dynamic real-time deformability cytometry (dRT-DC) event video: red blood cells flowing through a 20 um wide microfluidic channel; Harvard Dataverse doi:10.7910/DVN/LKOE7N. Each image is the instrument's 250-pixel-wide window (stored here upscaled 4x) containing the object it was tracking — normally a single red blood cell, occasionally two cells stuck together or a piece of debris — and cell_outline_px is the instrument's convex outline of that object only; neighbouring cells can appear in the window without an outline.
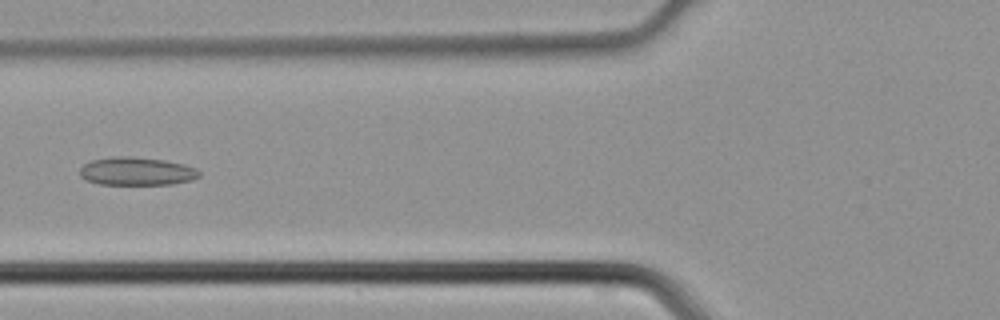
{"species": "common noctule bat (a hibernating species)", "species_latin": "Nyctalus noctula", "temperature_condition": "cold", "stored_images_in_passage": 37, "camera_frame_rate_fps": 3000, "um_per_image_px": 0.085, "animal": {"sex": "male", "body_mass_g": 21.5, "forearm_length_mm": 52.0}, "frame": {"image": 1, "passage_image": 9, "time_ms": 2.667, "image_size_px": [1000, 320], "cell_outline_px": [[200, 176], [192, 180], [172, 184], [100, 184], [88, 180], [80, 176], [80, 168], [84, 164], [92, 160], [116, 156], [128, 156], [164, 160], [184, 164], [196, 168], [200, 172]], "centroid_in_image_um": [11.64, 14.55], "position_along_channel_um": 114.2, "area_um2": 19.48}}
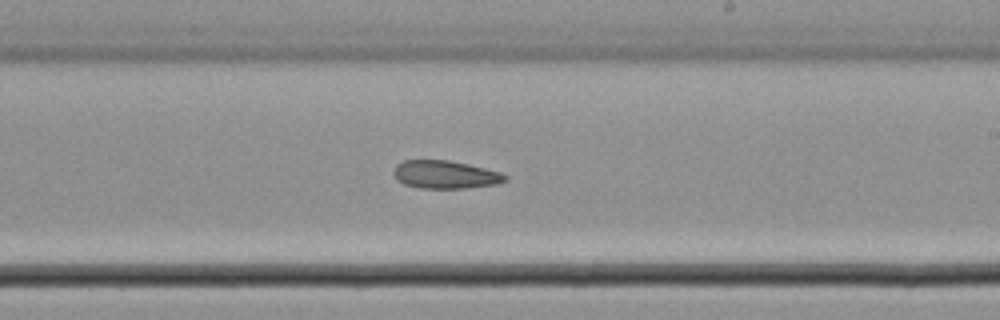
{"frame": {"image": 2, "passage_image": 18, "time_ms": 5.667, "image_size_px": [1000, 320], "cell_outline_px": [[508, 180], [496, 184], [464, 188], [420, 188], [404, 184], [396, 180], [392, 172], [396, 164], [404, 160], [448, 160], [468, 164], [500, 172], [508, 176]], "centroid_in_image_um": [37.82, 14.84], "position_along_channel_um": 251.2, "area_um2": 18.26}}
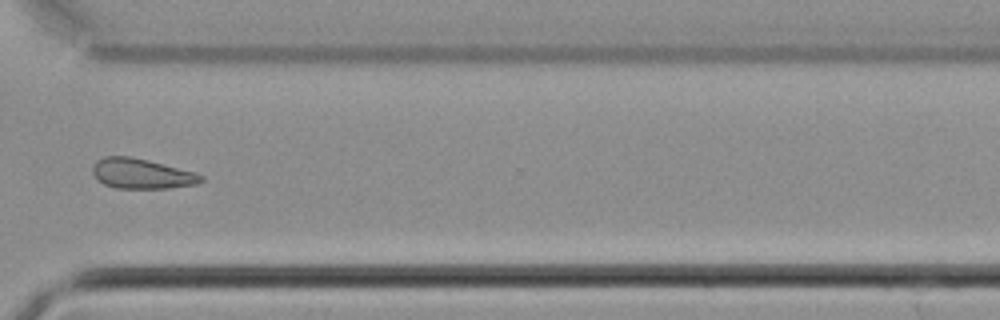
{"frame": {"image": 3, "passage_image": 25, "time_ms": 8.0, "image_size_px": [1000, 320], "cell_outline_px": [[204, 180], [196, 184], [168, 188], [116, 188], [104, 184], [96, 180], [92, 172], [92, 168], [96, 160], [104, 156], [132, 156], [196, 172], [204, 176]], "centroid_in_image_um": [12.02, 14.75], "position_along_channel_um": 358.6, "area_um2": 19.19}}